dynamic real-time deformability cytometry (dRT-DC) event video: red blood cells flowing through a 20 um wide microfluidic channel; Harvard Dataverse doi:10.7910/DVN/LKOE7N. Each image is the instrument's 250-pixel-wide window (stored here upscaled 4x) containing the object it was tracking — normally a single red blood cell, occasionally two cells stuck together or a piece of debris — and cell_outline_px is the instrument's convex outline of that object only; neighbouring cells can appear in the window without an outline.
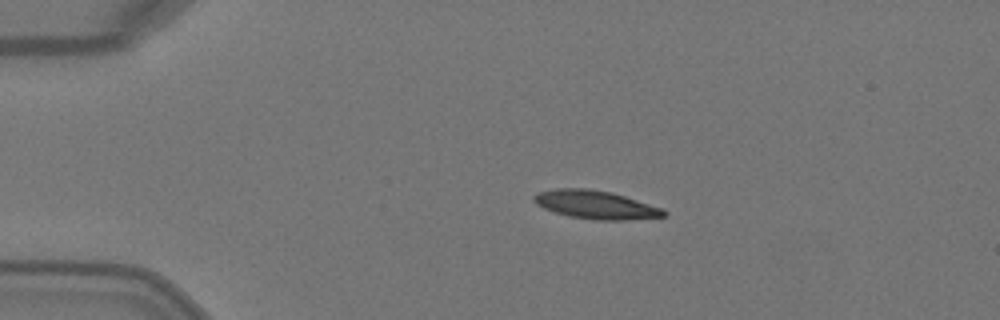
{"species": "Egyptian fruit bat (a non-hibernating species)", "species_latin": "Rousettus aegyptiacus", "temperature_condition": "warm", "stored_images_in_passage": 3, "camera_frame_rate_fps": 3000, "um_per_image_px": 0.085, "animal": {"sex": "female"}, "frame": {"image": 1, "passage_image": 2, "time_ms": 0.333, "image_size_px": [1000, 320], "cell_outline_px": [[668, 216], [624, 220], [592, 220], [568, 216], [544, 208], [536, 204], [532, 200], [532, 196], [536, 192], [556, 188], [588, 188], [612, 192], [664, 208], [668, 212]], "centroid_in_image_um": [50.64, 17.4], "position_along_channel_um": 34.4, "area_um2": 21.79}}